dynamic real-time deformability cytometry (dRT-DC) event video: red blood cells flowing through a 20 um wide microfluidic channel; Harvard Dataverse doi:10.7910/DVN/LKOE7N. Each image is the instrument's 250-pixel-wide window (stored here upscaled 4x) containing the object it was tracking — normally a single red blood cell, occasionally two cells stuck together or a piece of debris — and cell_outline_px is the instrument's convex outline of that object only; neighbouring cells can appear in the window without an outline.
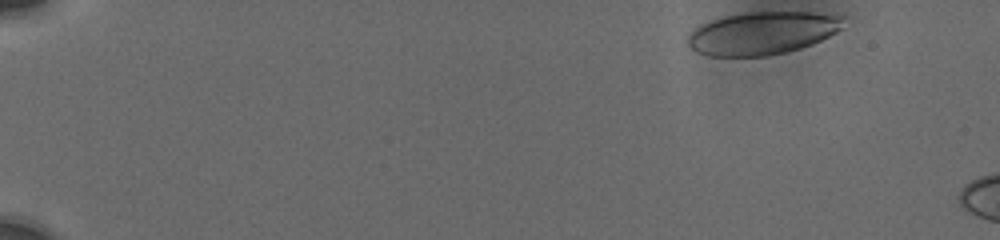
{"species": "human", "species_latin": "Homo sapiens", "temperature_condition": "cold", "stored_images_in_passage": 9, "camera_frame_rate_fps": 3000, "um_per_image_px": 0.085, "donor": {"sex": "male"}, "frame": {"image": 1, "passage_image": 1, "time_ms": 0.0, "image_size_px": [1000, 240], "cell_outline_px": [[844, 28], [812, 44], [800, 48], [768, 56], [708, 56], [696, 52], [688, 44], [688, 32], [692, 28], [712, 20], [724, 16], [744, 12], [812, 12], [844, 16]], "centroid_in_image_um": [64.78, 2.81], "position_along_channel_um": 20.2, "area_um2": 39.02}}